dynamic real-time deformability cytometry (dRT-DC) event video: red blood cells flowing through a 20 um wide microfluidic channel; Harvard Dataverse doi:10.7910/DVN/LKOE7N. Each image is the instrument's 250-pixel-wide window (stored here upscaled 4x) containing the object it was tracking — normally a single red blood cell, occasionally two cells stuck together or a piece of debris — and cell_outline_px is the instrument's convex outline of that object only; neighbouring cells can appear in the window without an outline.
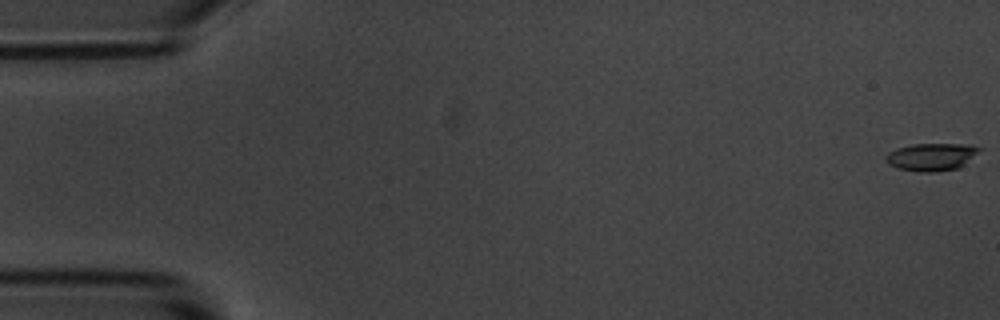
{"species": "common noctule bat (a hibernating species)", "species_latin": "Nyctalus noctula", "temperature_condition": "room temperature", "stored_images_in_passage": 16, "camera_frame_rate_fps": 3000, "um_per_image_px": 0.085, "animal": {"sex": "male", "body_mass_g": 20.1, "forearm_length_mm": 53.5}, "frame": {"image": 1, "passage_image": 1, "time_ms": 0.0, "image_size_px": [1000, 320], "cell_outline_px": [[984, 148], [964, 164], [956, 168], [936, 172], [920, 172], [900, 168], [888, 164], [888, 152], [896, 148], [912, 144], [972, 144]], "centroid_in_image_um": [79.23, 13.31], "position_along_channel_um": 5.8, "area_um2": 14.91}}
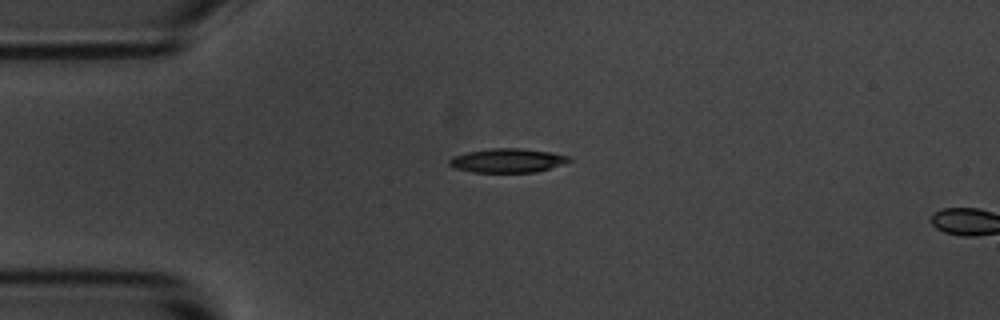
{"frame": {"image": 2, "passage_image": 14, "time_ms": 4.333, "image_size_px": [1000, 320], "cell_outline_px": [[572, 160], [536, 172], [472, 172], [456, 168], [448, 164], [448, 160], [452, 156], [468, 152], [492, 148], [520, 148], [552, 152], [568, 156]], "centroid_in_image_um": [43.1, 13.64], "position_along_channel_um": 41.9, "area_um2": 16.59}}